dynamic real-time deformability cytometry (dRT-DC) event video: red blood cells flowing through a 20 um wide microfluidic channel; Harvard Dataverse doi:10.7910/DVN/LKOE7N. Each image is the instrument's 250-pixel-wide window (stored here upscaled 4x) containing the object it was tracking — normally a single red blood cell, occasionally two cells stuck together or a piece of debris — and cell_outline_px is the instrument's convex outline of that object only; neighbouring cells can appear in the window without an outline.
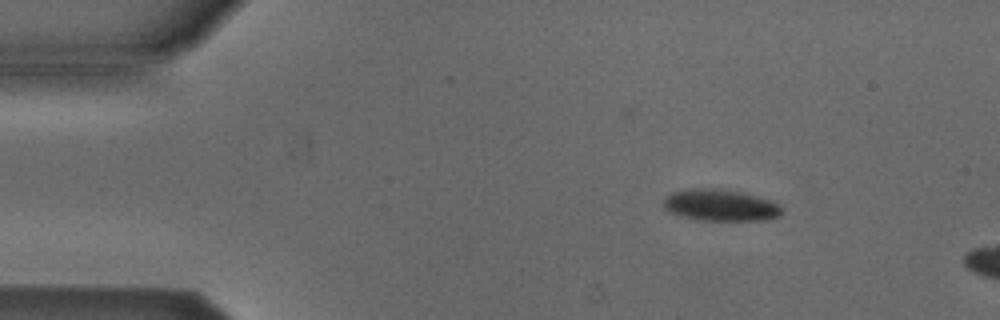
{"species": "Egyptian fruit bat (a non-hibernating species)", "species_latin": "Rousettus aegyptiacus", "temperature_condition": "cold", "stored_images_in_passage": 5, "camera_frame_rate_fps": 3000, "um_per_image_px": 0.085, "animal": {"sex": "male"}, "frame": {"image": 1, "passage_image": 3, "time_ms": 2.333, "image_size_px": [1000, 320], "cell_outline_px": [[780, 212], [776, 216], [764, 220], [704, 220], [680, 216], [668, 212], [664, 208], [664, 200], [672, 192], [688, 188], [724, 188], [756, 196], [780, 204]], "centroid_in_image_um": [61.18, 17.43], "position_along_channel_um": 23.8, "area_um2": 21.62}}